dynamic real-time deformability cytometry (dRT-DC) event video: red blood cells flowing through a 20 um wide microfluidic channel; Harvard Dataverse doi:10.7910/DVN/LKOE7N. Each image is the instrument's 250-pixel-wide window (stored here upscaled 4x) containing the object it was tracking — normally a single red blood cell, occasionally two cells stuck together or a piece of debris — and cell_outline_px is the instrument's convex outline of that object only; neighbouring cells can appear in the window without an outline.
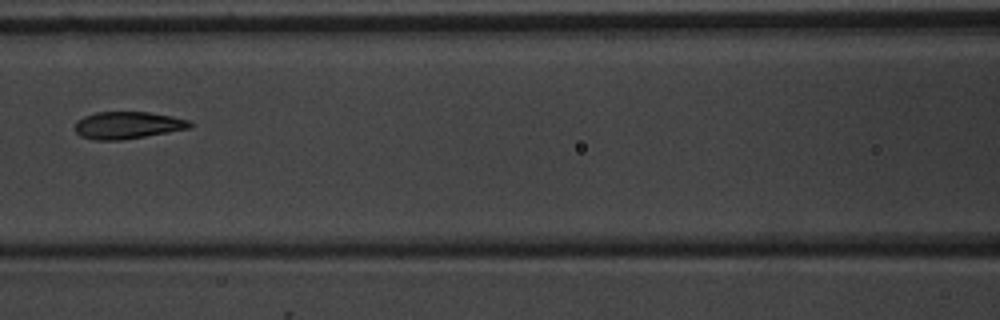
{"species": "common noctule bat (a hibernating species)", "species_latin": "Nyctalus noctula", "temperature_condition": "warm", "stored_images_in_passage": 5, "camera_frame_rate_fps": 3000, "um_per_image_px": 0.085, "animal": {"sex": "male", "body_mass_g": 20.1, "forearm_length_mm": 53.5}, "frame": {"image": 1, "passage_image": 5, "time_ms": 4.667, "image_size_px": [1000, 320], "cell_outline_px": [[196, 124], [192, 128], [124, 140], [96, 140], [80, 136], [76, 132], [76, 120], [84, 116], [96, 112], [148, 112], [172, 116], [188, 120]], "centroid_in_image_um": [10.89, 10.65], "position_along_channel_um": 155.7, "area_um2": 18.38}}